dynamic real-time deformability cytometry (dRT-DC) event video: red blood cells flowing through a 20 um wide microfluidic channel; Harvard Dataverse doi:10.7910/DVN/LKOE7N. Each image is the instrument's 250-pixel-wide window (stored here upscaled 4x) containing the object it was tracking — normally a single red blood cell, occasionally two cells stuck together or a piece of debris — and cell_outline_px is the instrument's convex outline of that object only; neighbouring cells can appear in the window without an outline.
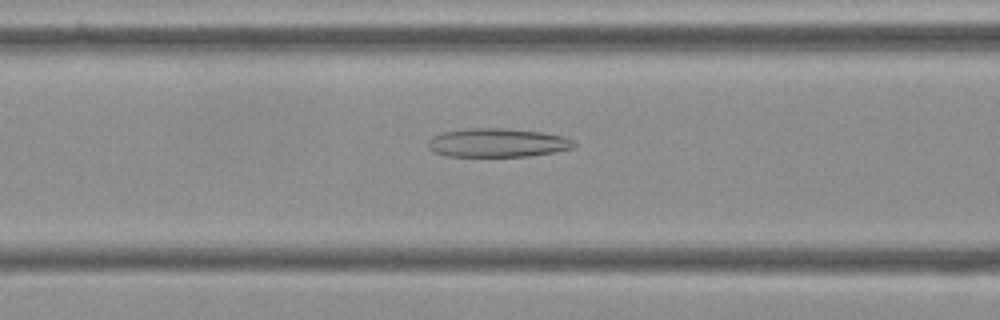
{"species": "Egyptian fruit bat (a non-hibernating species)", "species_latin": "Rousettus aegyptiacus", "temperature_condition": "cold", "stored_images_in_passage": 39, "camera_frame_rate_fps": 3000, "um_per_image_px": 0.085, "frame": {"image": 1, "passage_image": 16, "time_ms": 5.0, "image_size_px": [1000, 320], "cell_outline_px": [[576, 144], [572, 148], [552, 152], [528, 156], [448, 156], [436, 152], [428, 148], [428, 140], [432, 136], [444, 132], [464, 128], [508, 128], [540, 132], [564, 136], [572, 140]], "centroid_in_image_um": [42.26, 12.12], "position_along_channel_um": 124.3, "area_um2": 24.33}}
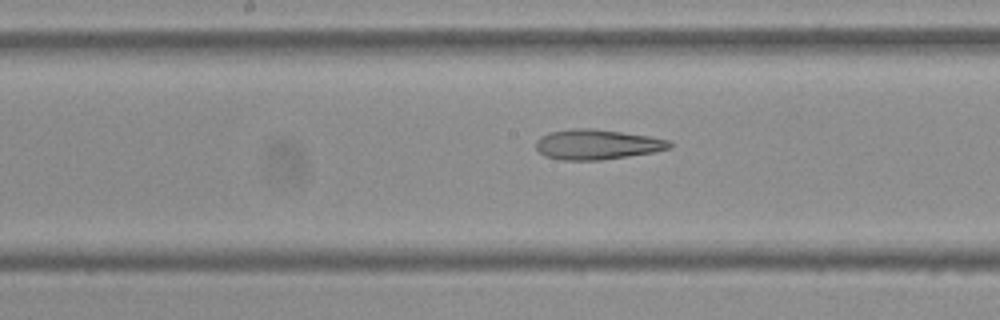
{"frame": {"image": 2, "passage_image": 22, "time_ms": 7.0, "image_size_px": [1000, 320], "cell_outline_px": [[672, 148], [652, 152], [628, 156], [600, 160], [560, 160], [544, 156], [536, 148], [536, 140], [540, 136], [548, 132], [572, 128], [592, 128], [648, 136], [668, 140], [672, 144]], "centroid_in_image_um": [50.7, 12.28], "position_along_channel_um": 197.5, "area_um2": 23.41}}
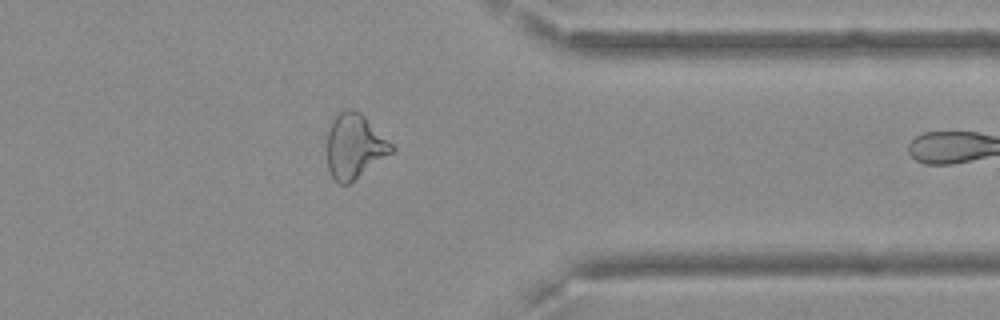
{"frame": {"image": 3, "passage_image": 38, "time_ms": 12.333, "image_size_px": [1000, 320], "cell_outline_px": [[396, 152], [348, 184], [340, 184], [332, 176], [328, 168], [328, 132], [332, 120], [344, 108], [348, 108], [360, 112], [396, 148]], "centroid_in_image_um": [30.17, 12.44], "position_along_channel_um": 381.2, "area_um2": 24.28}}